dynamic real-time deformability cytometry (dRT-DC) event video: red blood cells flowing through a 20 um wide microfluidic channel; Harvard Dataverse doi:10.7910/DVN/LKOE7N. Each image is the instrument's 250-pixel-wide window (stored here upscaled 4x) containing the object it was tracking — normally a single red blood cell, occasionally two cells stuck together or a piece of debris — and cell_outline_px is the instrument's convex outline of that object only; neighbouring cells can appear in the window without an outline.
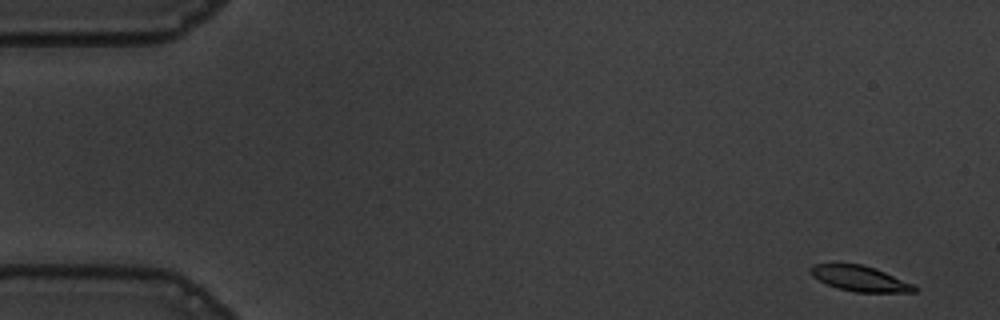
{"species": "common noctule bat (a hibernating species)", "species_latin": "Nyctalus noctula", "temperature_condition": "warm", "stored_images_in_passage": 54, "camera_frame_rate_fps": 3000, "um_per_image_px": 0.085, "animal": {"sex": "male", "body_mass_g": 19.5, "forearm_length_mm": 54.6}, "frame": {"image": 1, "passage_image": 1, "time_ms": 0.0, "image_size_px": [1000, 320], "cell_outline_px": [[920, 288], [916, 292], [856, 292], [836, 288], [812, 276], [808, 272], [808, 268], [812, 264], [860, 264], [876, 268], [912, 284]], "centroid_in_image_um": [73.07, 23.67], "position_along_channel_um": 11.9, "area_um2": 15.37}}
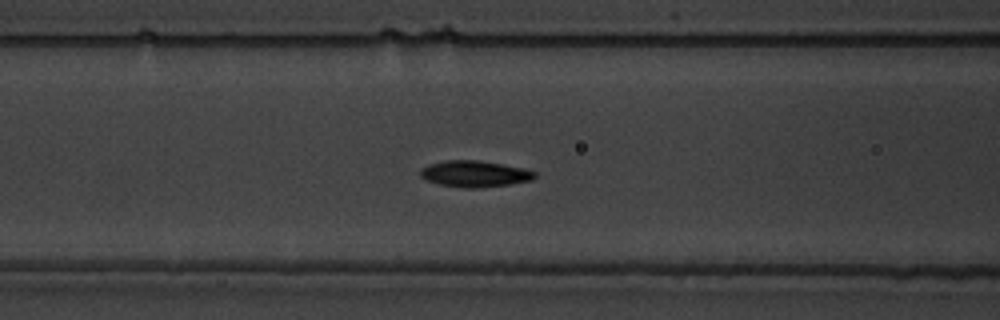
{"frame": {"image": 2, "passage_image": 21, "time_ms": 6.667, "image_size_px": [1000, 320], "cell_outline_px": [[536, 176], [532, 180], [508, 184], [476, 188], [464, 188], [440, 184], [428, 180], [420, 176], [420, 168], [428, 164], [444, 160], [476, 160], [524, 168], [536, 172]], "centroid_in_image_um": [40.32, 14.77], "position_along_channel_um": 126.3, "area_um2": 17.4}}
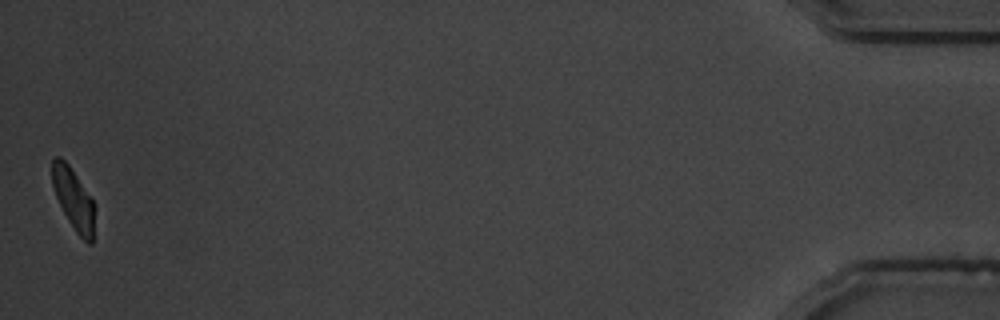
{"frame": {"image": 3, "passage_image": 54, "time_ms": 17.667, "image_size_px": [1000, 320], "cell_outline_px": [[96, 208], [92, 244], [88, 244], [76, 232], [68, 220], [56, 196], [52, 184], [52, 160], [56, 156], [60, 156], [68, 164], [92, 200]], "centroid_in_image_um": [6.26, 16.95], "position_along_channel_um": 428.9, "area_um2": 15.03}, "authors_computed_cell_mechanics": {"area_um2": 16.762, "velocity_mm_per_s": 3.6008, "shape_relaxation_time_tau1_ms": 2.3807, "shape_relaxation_time_tau2_ms": 1.9948, "deformation_change_tau1": 0.1243, "deformation_change_tau2": 0.0592}}